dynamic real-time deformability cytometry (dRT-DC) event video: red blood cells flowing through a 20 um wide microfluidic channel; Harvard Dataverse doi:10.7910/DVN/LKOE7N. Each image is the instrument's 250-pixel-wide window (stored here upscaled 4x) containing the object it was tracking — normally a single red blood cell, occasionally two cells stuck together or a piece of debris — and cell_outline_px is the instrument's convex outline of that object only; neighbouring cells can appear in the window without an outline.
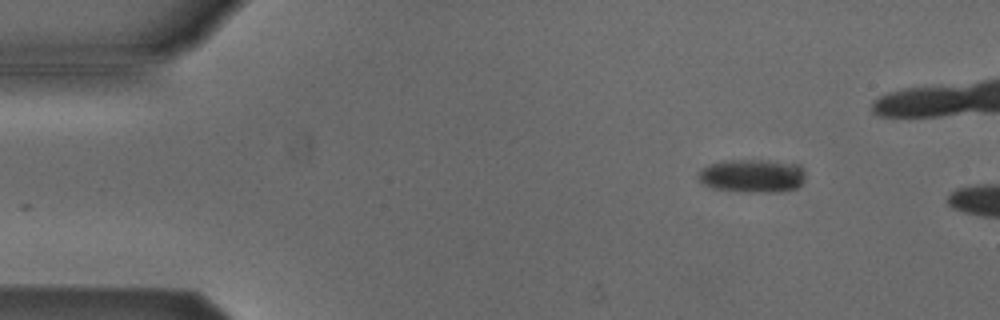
{"species": "Egyptian fruit bat (a non-hibernating species)", "species_latin": "Rousettus aegyptiacus", "temperature_condition": "cold", "stored_images_in_passage": 7, "camera_frame_rate_fps": 3000, "um_per_image_px": 0.085, "animal": {"sex": "male"}, "frame": {"image": 1, "passage_image": 7, "time_ms": 7.0, "image_size_px": [1000, 320], "cell_outline_px": [[804, 180], [796, 188], [784, 192], [748, 192], [712, 188], [704, 184], [696, 176], [700, 168], [724, 160], [768, 160], [800, 164], [804, 168]], "centroid_in_image_um": [63.96, 14.94], "position_along_channel_um": 21.0, "area_um2": 21.1}}